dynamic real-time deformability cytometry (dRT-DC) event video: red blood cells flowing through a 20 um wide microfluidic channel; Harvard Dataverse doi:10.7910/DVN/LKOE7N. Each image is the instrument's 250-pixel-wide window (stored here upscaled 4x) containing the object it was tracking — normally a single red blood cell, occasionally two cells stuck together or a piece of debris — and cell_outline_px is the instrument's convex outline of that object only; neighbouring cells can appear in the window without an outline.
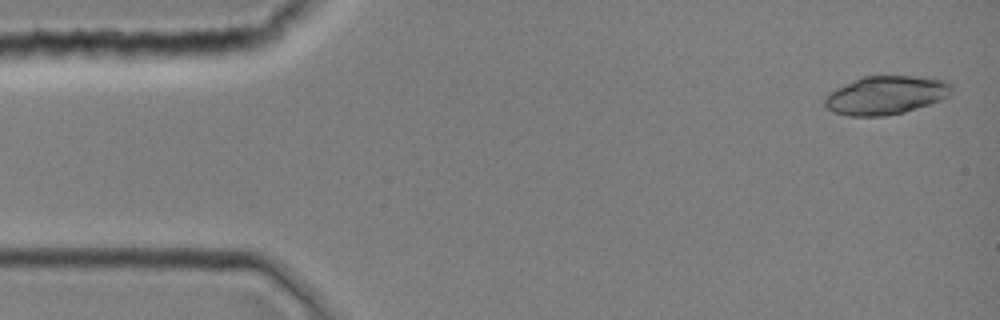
{"species": "common noctule bat (a hibernating species)", "species_latin": "Nyctalus noctula", "temperature_condition": "room temperature", "stored_images_in_passage": 11, "camera_frame_rate_fps": 3000, "um_per_image_px": 0.085, "animal": {"sex": "female", "body_mass_g": 19.0, "forearm_length_mm": 51.5}, "frame": {"image": 1, "passage_image": 1, "time_ms": 0.0, "image_size_px": [1000, 320], "cell_outline_px": [[952, 92], [948, 96], [940, 100], [904, 112], [884, 116], [848, 116], [832, 112], [824, 104], [824, 96], [828, 92], [836, 88], [864, 76], [916, 76], [948, 80], [952, 84]], "centroid_in_image_um": [75.29, 8.09], "position_along_channel_um": 9.7, "area_um2": 28.55}}
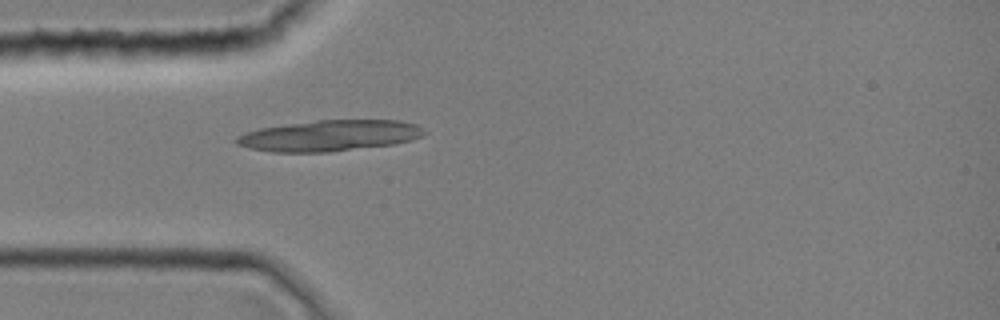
{"frame": {"image": 2, "passage_image": 10, "time_ms": 3.0, "image_size_px": [1000, 320], "cell_outline_px": [[428, 132], [412, 140], [392, 144], [328, 152], [272, 152], [248, 148], [236, 144], [232, 140], [236, 136], [244, 132], [260, 128], [316, 120], [400, 120], [416, 124], [424, 128]], "centroid_in_image_um": [27.98, 11.53], "position_along_channel_um": 57.0, "area_um2": 34.04}}